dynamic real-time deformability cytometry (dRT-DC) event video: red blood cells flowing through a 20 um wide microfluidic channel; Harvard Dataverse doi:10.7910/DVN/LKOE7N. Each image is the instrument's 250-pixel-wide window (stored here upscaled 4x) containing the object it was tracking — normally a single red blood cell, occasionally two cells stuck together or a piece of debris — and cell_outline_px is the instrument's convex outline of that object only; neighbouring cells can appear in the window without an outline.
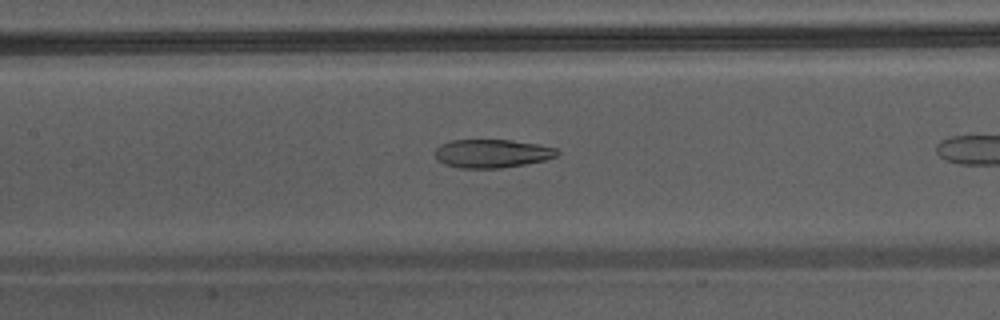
{"species": "Egyptian fruit bat (a non-hibernating species)", "species_latin": "Rousettus aegyptiacus", "temperature_condition": "warm", "stored_images_in_passage": 16, "camera_frame_rate_fps": 3000, "um_per_image_px": 0.085, "animal": {"sex": "male"}, "frame": {"image": 1, "passage_image": 10, "time_ms": 3.0, "image_size_px": [1000, 320], "cell_outline_px": [[560, 152], [556, 156], [544, 160], [524, 164], [500, 168], [460, 168], [444, 164], [436, 160], [436, 148], [440, 144], [452, 140], [512, 140], [536, 144], [556, 148]], "centroid_in_image_um": [41.79, 13.05], "position_along_channel_um": 165.6, "area_um2": 20.17}}